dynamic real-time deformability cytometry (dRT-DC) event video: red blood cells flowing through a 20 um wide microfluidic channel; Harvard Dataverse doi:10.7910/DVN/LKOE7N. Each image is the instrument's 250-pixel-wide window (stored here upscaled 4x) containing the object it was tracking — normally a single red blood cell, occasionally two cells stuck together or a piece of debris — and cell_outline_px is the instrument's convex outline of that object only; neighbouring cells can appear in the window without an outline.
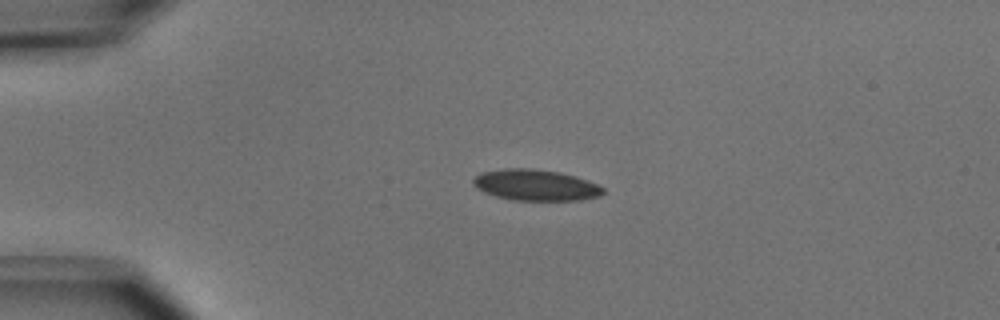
{"species": "common noctule bat (a hibernating species)", "species_latin": "Nyctalus noctula", "temperature_condition": "cold", "stored_images_in_passage": 40, "camera_frame_rate_fps": 3000, "um_per_image_px": 0.085, "animal": {"sex": "male", "body_mass_g": 15.6}, "frame": {"image": 1, "passage_image": 1, "time_ms": 0.0, "image_size_px": [1000, 320], "cell_outline_px": [[604, 192], [600, 196], [580, 200], [512, 200], [496, 196], [484, 192], [476, 188], [472, 184], [472, 180], [480, 172], [504, 168], [532, 168], [560, 172], [576, 176], [588, 180], [604, 188]], "centroid_in_image_um": [45.51, 15.72], "position_along_channel_um": 39.5, "area_um2": 23.7}}
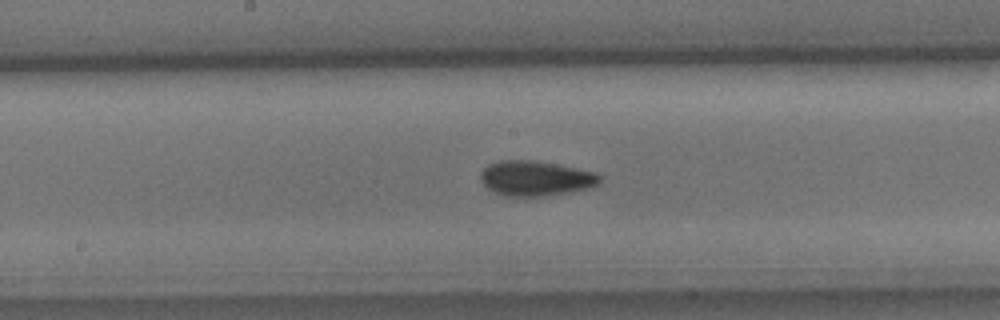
{"frame": {"image": 2, "passage_image": 16, "time_ms": 5.0, "image_size_px": [1000, 320], "cell_outline_px": [[600, 184], [592, 188], [544, 196], [504, 196], [488, 188], [480, 180], [480, 172], [488, 164], [500, 160], [532, 160], [576, 168], [596, 172], [600, 176]], "centroid_in_image_um": [45.53, 15.16], "position_along_channel_um": 202.7, "area_um2": 24.33}}
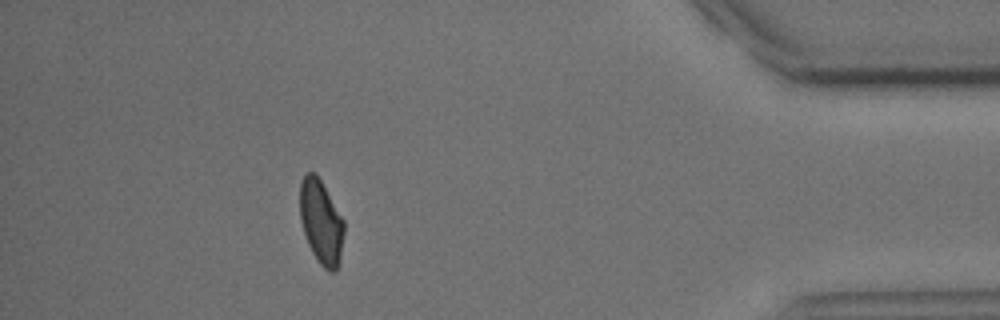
{"frame": {"image": 3, "passage_image": 35, "time_ms": 11.333, "image_size_px": [1000, 320], "cell_outline_px": [[344, 232], [340, 260], [336, 272], [328, 272], [316, 260], [308, 244], [300, 220], [300, 184], [304, 176], [308, 172], [316, 172], [344, 220]], "centroid_in_image_um": [27.3, 18.89], "position_along_channel_um": 407.9, "area_um2": 21.73}, "authors_computed_cell_mechanics": {"area_um2": 23.6113, "velocity_mm_per_s": 3.9488, "shape_relaxation_time_tau1_ms": 3.2639, "shape_relaxation_time_tau2_ms": 5.543, "deformation_change_tau1": 0.0938, "deformation_change_tau2": 0.069}}